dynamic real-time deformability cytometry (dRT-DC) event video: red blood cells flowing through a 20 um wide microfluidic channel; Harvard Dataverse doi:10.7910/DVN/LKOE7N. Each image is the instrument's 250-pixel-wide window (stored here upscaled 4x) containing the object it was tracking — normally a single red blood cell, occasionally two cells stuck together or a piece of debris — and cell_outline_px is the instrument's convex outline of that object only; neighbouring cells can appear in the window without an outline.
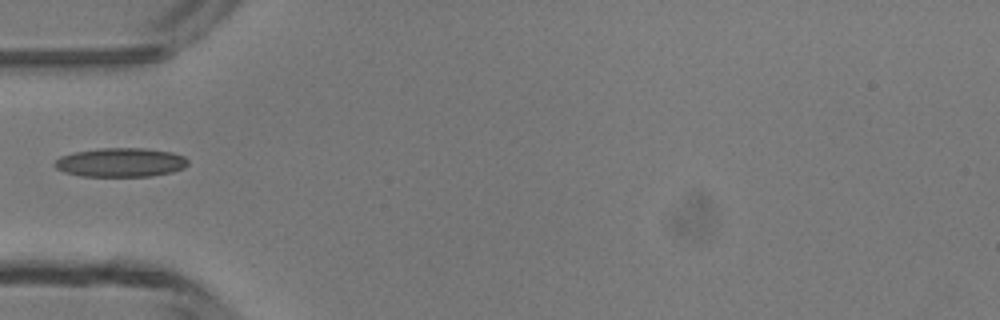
{"species": "common noctule bat (a hibernating species)", "species_latin": "Nyctalus noctula", "temperature_condition": "room temperature", "stored_images_in_passage": 1, "camera_frame_rate_fps": 3000, "um_per_image_px": 0.085, "animal": {"sex": "male", "body_mass_g": 13.3}, "frame": {"image": 1, "passage_image": 1, "time_ms": 0.0, "image_size_px": [1000, 320], "cell_outline_px": [[188, 164], [184, 168], [172, 172], [152, 176], [80, 176], [64, 172], [56, 168], [52, 164], [60, 156], [76, 152], [100, 148], [144, 148], [172, 152], [184, 156], [188, 160]], "centroid_in_image_um": [10.26, 13.81], "position_along_channel_um": 74.7, "area_um2": 22.6}}